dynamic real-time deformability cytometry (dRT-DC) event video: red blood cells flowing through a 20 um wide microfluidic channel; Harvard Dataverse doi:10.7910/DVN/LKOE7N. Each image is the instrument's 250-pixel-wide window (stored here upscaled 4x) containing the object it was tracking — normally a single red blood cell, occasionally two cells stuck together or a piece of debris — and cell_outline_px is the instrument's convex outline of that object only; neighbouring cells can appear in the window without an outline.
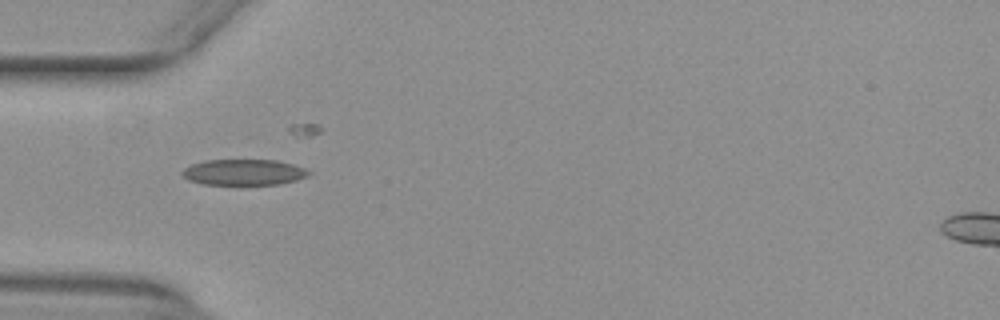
{"species": "common noctule bat (a hibernating species)", "species_latin": "Nyctalus noctula", "temperature_condition": "warm", "stored_images_in_passage": 28, "camera_frame_rate_fps": 3000, "um_per_image_px": 0.085, "animal": {"sex": "female", "body_mass_g": 29.2, "forearm_length_mm": 56.3}, "frame": {"image": 1, "passage_image": 1, "time_ms": 0.0, "image_size_px": [1000, 320], "cell_outline_px": [[312, 172], [308, 176], [296, 180], [280, 184], [240, 188], [204, 184], [188, 180], [180, 172], [184, 168], [192, 164], [204, 160], [276, 160], [292, 164], [304, 168]], "centroid_in_image_um": [20.71, 14.69], "position_along_channel_um": 64.3, "area_um2": 20.11}}
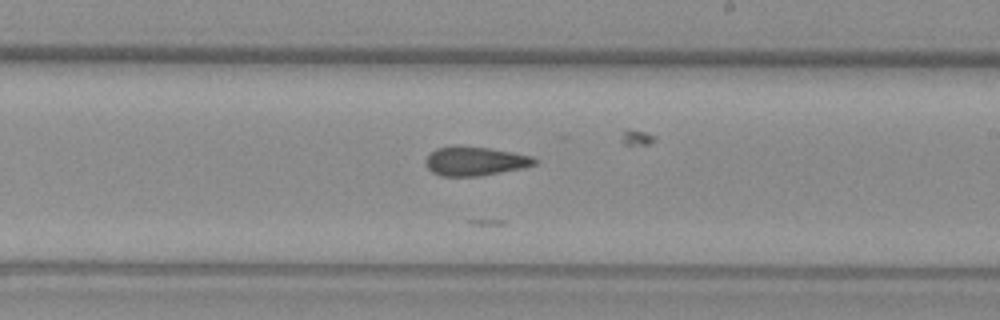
{"frame": {"image": 2, "passage_image": 15, "time_ms": 4.667, "image_size_px": [1000, 320], "cell_outline_px": [[540, 160], [536, 164], [524, 168], [480, 176], [440, 176], [432, 172], [428, 168], [424, 160], [436, 148], [456, 144], [488, 148], [512, 152], [532, 156]], "centroid_in_image_um": [40.39, 13.69], "position_along_channel_um": 248.6, "area_um2": 18.73}}
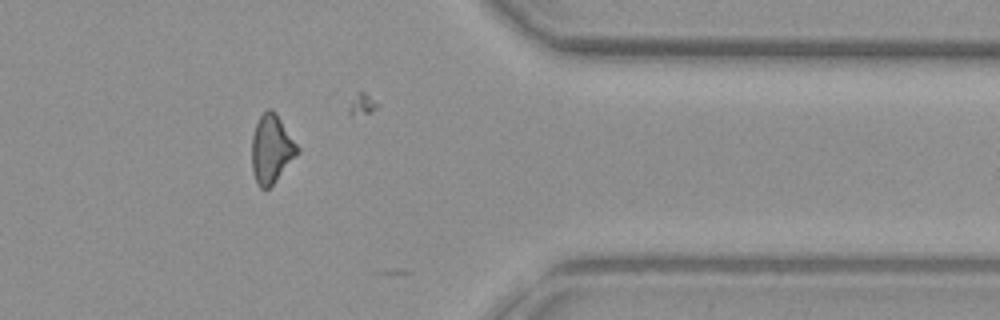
{"frame": {"image": 3, "passage_image": 27, "time_ms": 8.667, "image_size_px": [1000, 320], "cell_outline_px": [[300, 152], [276, 180], [268, 188], [260, 188], [256, 184], [252, 168], [252, 136], [256, 124], [260, 116], [268, 108], [272, 108], [276, 112], [300, 148]], "centroid_in_image_um": [23.08, 12.65], "position_along_channel_um": 388.3, "area_um2": 18.21}}